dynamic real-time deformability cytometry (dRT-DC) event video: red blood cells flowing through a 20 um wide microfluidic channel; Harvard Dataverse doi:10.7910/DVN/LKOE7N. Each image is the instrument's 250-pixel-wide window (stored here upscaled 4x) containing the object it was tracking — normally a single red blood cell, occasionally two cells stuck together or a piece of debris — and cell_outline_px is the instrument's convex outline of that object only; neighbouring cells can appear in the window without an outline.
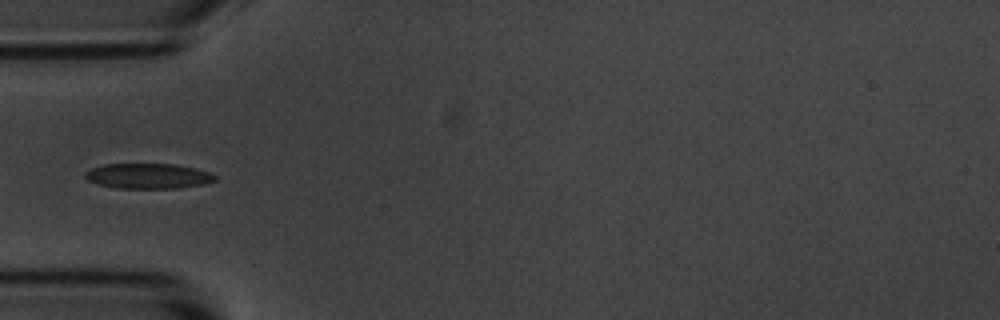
{"species": "common noctule bat (a hibernating species)", "species_latin": "Nyctalus noctula", "temperature_condition": "room temperature", "stored_images_in_passage": 5, "camera_frame_rate_fps": 3000, "um_per_image_px": 0.085, "animal": {"sex": "male", "body_mass_g": 20.1, "forearm_length_mm": 53.5}, "frame": {"image": 1, "passage_image": 5, "time_ms": 5.333, "image_size_px": [1000, 320], "cell_outline_px": [[216, 180], [204, 184], [180, 188], [116, 188], [96, 184], [88, 180], [84, 176], [84, 172], [92, 168], [104, 164], [176, 164], [208, 172], [216, 176]], "centroid_in_image_um": [12.55, 14.96], "position_along_channel_um": 72.4, "area_um2": 19.07}}